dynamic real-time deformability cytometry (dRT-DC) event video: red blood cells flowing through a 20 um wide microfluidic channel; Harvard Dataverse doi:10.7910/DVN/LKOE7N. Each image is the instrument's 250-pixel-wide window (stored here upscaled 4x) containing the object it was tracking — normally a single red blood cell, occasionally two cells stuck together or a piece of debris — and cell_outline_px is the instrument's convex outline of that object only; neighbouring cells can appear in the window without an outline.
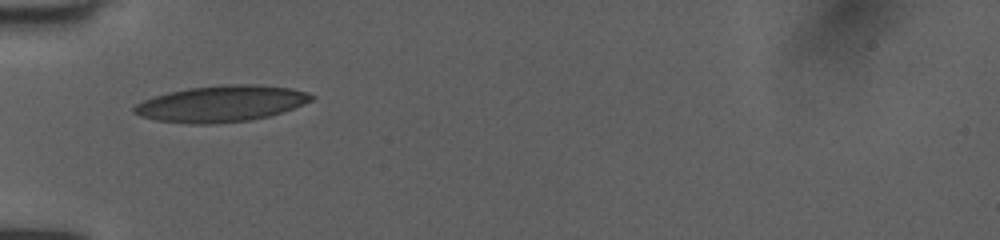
{"species": "human", "species_latin": "Homo sapiens", "temperature_condition": "room temperature", "stored_images_in_passage": 35, "camera_frame_rate_fps": 3000, "um_per_image_px": 0.085, "donor": {"sex": "female"}, "frame": {"image": 1, "passage_image": 1, "time_ms": 0.0, "image_size_px": [1000, 240], "cell_outline_px": [[316, 96], [312, 100], [304, 104], [268, 116], [248, 120], [212, 124], [188, 124], [156, 120], [140, 116], [132, 112], [132, 108], [136, 104], [144, 100], [168, 92], [188, 88], [228, 84], [260, 84], [292, 88], [308, 92]], "centroid_in_image_um": [18.81, 8.8], "position_along_channel_um": 66.2, "area_um2": 37.45}}
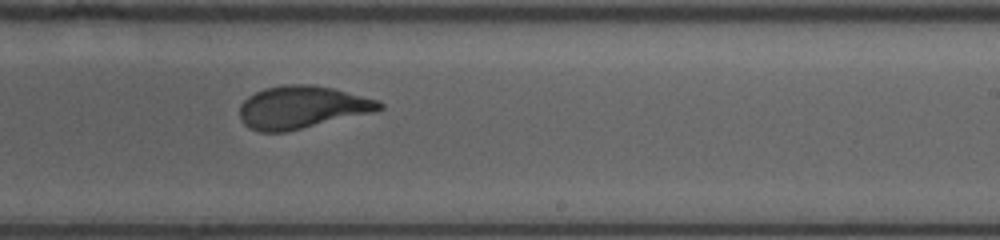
{"frame": {"image": 2, "passage_image": 16, "time_ms": 5.0, "image_size_px": [1000, 240], "cell_outline_px": [[384, 108], [368, 112], [284, 132], [260, 132], [248, 128], [244, 124], [240, 116], [240, 104], [248, 96], [264, 88], [284, 84], [312, 84], [332, 88], [380, 100], [384, 104]], "centroid_in_image_um": [25.6, 9.09], "position_along_channel_um": 263.4, "area_um2": 34.22}}
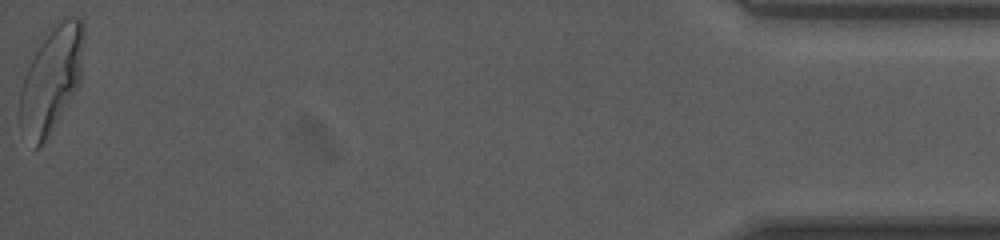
{"frame": {"image": 3, "passage_image": 35, "time_ms": 11.333, "image_size_px": [1000, 240], "cell_outline_px": [[84, 36], [80, 84], [40, 148], [36, 148], [20, 132], [20, 88], [24, 76], [36, 52], [52, 24], [68, 16], [80, 16], [84, 20]], "centroid_in_image_um": [4.38, 6.71], "position_along_channel_um": 430.8, "area_um2": 39.19}, "authors_computed_cell_mechanics": {"area_um2": 35.2002, "velocity_mm_per_s": 4.0092, "shape_relaxation_time_tau1_ms": 6.6723, "shape_relaxation_time_tau2_ms": null, "deformation_change_tau1": 0.236, "deformation_change_tau2": null}}